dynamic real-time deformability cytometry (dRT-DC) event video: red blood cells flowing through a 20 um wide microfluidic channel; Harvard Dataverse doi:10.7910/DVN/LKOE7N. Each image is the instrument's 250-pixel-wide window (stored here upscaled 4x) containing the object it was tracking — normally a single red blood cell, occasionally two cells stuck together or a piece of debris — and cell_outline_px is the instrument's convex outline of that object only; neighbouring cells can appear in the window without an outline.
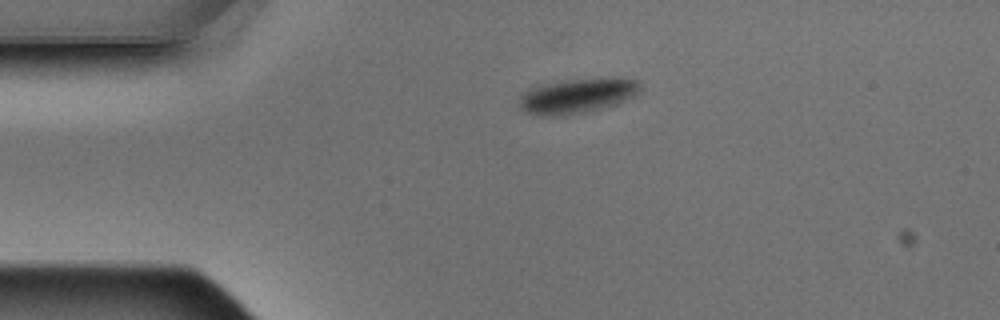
{"species": "Egyptian fruit bat (a non-hibernating species)", "species_latin": "Rousettus aegyptiacus", "temperature_condition": "warm", "stored_images_in_passage": 2, "camera_frame_rate_fps": 3000, "um_per_image_px": 0.085, "animal": {"sex": "male"}, "frame": {"image": 1, "passage_image": 1, "time_ms": 0.0, "image_size_px": [1000, 320], "cell_outline_px": [[640, 92], [616, 104], [564, 116], [552, 116], [528, 112], [520, 108], [520, 96], [524, 92], [540, 84], [560, 80], [604, 76], [616, 76], [640, 80]], "centroid_in_image_um": [49.13, 8.08], "position_along_channel_um": 35.9, "area_um2": 24.85}}